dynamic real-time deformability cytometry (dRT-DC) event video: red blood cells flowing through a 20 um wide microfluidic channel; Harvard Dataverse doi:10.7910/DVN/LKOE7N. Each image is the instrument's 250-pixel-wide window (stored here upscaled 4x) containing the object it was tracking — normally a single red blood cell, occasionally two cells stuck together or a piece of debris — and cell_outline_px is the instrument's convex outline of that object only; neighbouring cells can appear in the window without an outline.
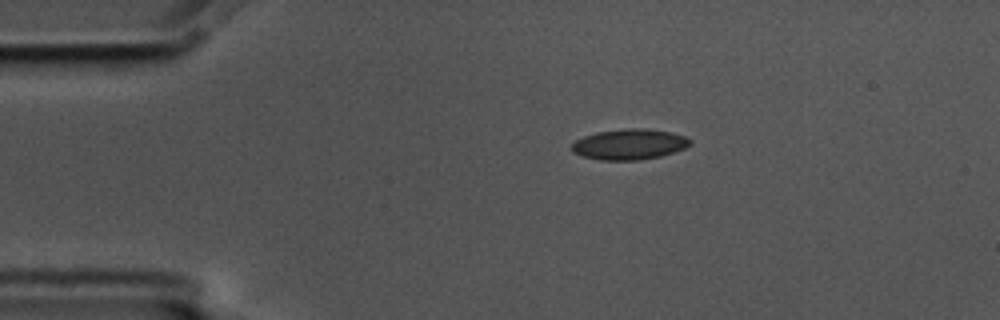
{"species": "common noctule bat (a hibernating species)", "species_latin": "Nyctalus noctula", "temperature_condition": "cold", "stored_images_in_passage": 46, "camera_frame_rate_fps": 3000, "um_per_image_px": 0.085, "animal": {"sex": "male", "body_mass_g": 17.5, "forearm_length_mm": 52.3}, "frame": {"image": 1, "passage_image": 1, "time_ms": 0.0, "image_size_px": [1000, 320], "cell_outline_px": [[692, 144], [684, 148], [660, 156], [640, 160], [600, 160], [584, 156], [572, 152], [572, 144], [576, 140], [584, 136], [596, 132], [628, 128], [644, 128], [668, 132], [684, 136], [692, 140]], "centroid_in_image_um": [53.49, 12.26], "position_along_channel_um": 31.5, "area_um2": 20.92}}
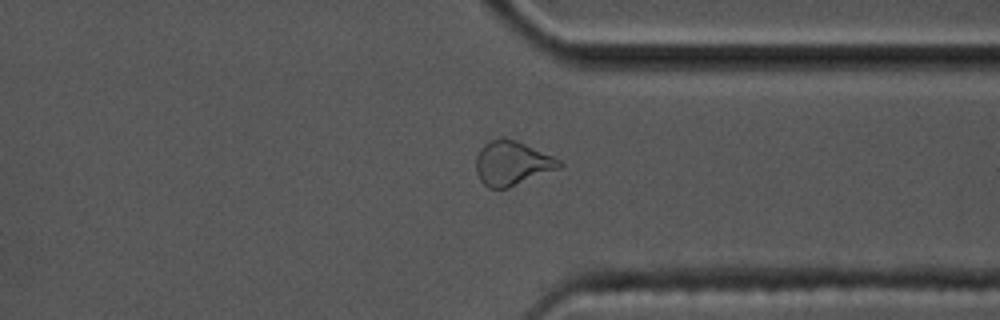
{"frame": {"image": 2, "passage_image": 33, "time_ms": 10.667, "image_size_px": [1000, 320], "cell_outline_px": [[564, 164], [560, 168], [508, 188], [488, 188], [480, 180], [476, 172], [476, 156], [480, 148], [488, 140], [504, 136], [516, 140], [552, 156], [560, 160]], "centroid_in_image_um": [43.5, 13.86], "position_along_channel_um": 367.9, "area_um2": 21.62}}
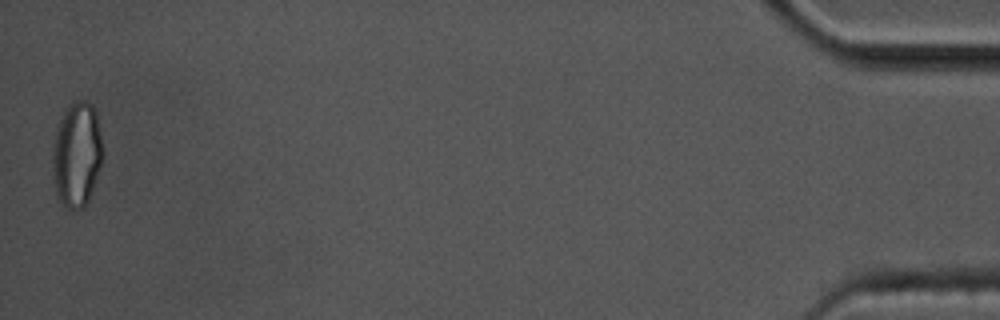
{"frame": {"image": 3, "passage_image": 46, "time_ms": 15.0, "image_size_px": [1000, 320], "cell_outline_px": [[100, 164], [88, 200], [84, 208], [68, 208], [56, 200], [52, 164], [52, 156], [56, 128], [68, 104], [76, 100], [84, 100], [92, 104], [96, 112], [100, 136]], "centroid_in_image_um": [6.47, 13.12], "position_along_channel_um": 428.7, "area_um2": 30.23}, "authors_computed_cell_mechanics": {"area_um2": 20.6635, "velocity_mm_per_s": 3.5666, "shape_relaxation_time_tau1_ms": 8.8759, "shape_relaxation_time_tau2_ms": 1.6155, "deformation_change_tau1": 0.1632, "deformation_change_tau2": 0.0841}}